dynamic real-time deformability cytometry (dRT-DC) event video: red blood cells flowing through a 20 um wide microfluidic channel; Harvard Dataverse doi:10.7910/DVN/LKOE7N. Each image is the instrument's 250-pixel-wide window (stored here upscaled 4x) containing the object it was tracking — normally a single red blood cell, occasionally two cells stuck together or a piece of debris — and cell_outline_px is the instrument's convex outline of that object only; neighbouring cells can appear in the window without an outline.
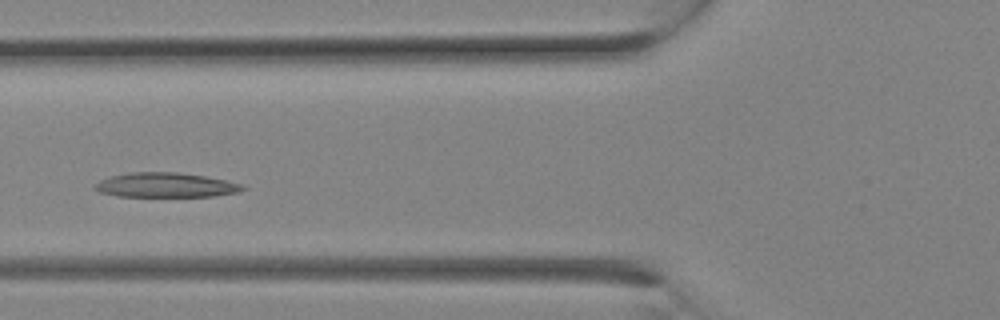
{"species": "Egyptian fruit bat (a non-hibernating species)", "species_latin": "Rousettus aegyptiacus", "temperature_condition": "room temperature", "stored_images_in_passage": 7, "camera_frame_rate_fps": 3000, "um_per_image_px": 0.085, "animal": {"sex": "female"}, "frame": {"image": 1, "passage_image": 6, "time_ms": 1.667, "image_size_px": [1000, 320], "cell_outline_px": [[248, 188], [236, 192], [212, 196], [116, 196], [100, 192], [92, 188], [100, 180], [112, 176], [132, 172], [176, 172], [204, 176], [244, 184]], "centroid_in_image_um": [14.08, 15.73], "position_along_channel_um": 111.7, "area_um2": 20.98}}